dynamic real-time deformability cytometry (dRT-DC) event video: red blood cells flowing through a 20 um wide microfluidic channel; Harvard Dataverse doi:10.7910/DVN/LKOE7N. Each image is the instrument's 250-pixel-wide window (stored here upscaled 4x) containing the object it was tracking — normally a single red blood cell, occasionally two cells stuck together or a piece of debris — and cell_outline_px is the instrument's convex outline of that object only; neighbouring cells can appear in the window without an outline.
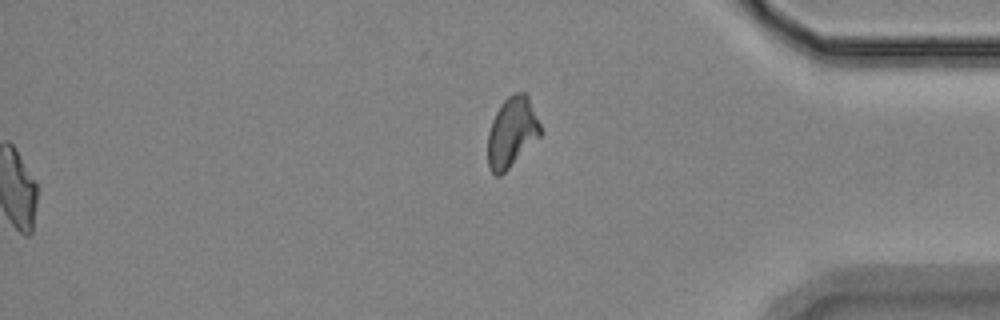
{"species": "Egyptian fruit bat (a non-hibernating species)", "species_latin": "Rousettus aegyptiacus", "temperature_condition": "room temperature", "stored_images_in_passage": 58, "segment_of_instrument_passage": [2, 2], "camera_frame_rate_fps": 3000, "um_per_image_px": 0.085, "animal": {"sex": "female"}, "frame": {"image": 1, "passage_image": 58, "time_ms": 19.0, "image_size_px": [1000, 320], "cell_outline_px": [[540, 136], [500, 176], [496, 176], [488, 168], [488, 132], [492, 120], [500, 104], [508, 96], [516, 92], [524, 92], [528, 96], [540, 124]], "centroid_in_image_um": [43.48, 11.23], "position_along_channel_um": 391.7, "area_um2": 21.21}}